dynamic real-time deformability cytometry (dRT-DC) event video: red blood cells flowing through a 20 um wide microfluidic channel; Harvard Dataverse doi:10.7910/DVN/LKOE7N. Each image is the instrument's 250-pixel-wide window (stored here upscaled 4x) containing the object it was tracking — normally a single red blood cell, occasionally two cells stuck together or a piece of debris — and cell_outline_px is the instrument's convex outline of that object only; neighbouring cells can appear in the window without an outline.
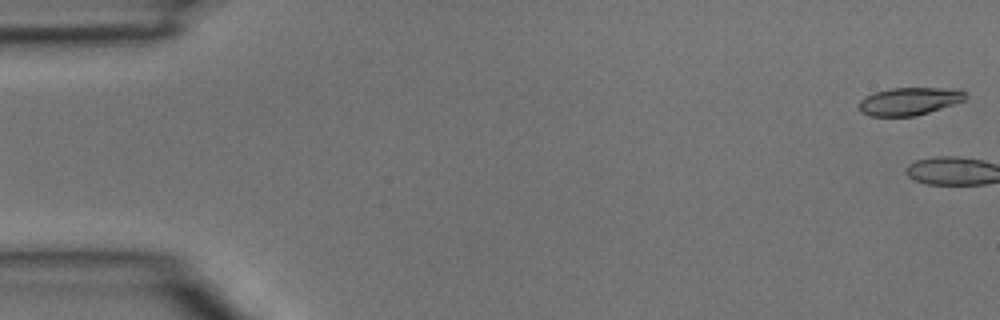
{"species": "common noctule bat (a hibernating species)", "species_latin": "Nyctalus noctula", "temperature_condition": "room temperature", "stored_images_in_passage": 4, "camera_frame_rate_fps": 3000, "um_per_image_px": 0.085, "animal": {"sex": "male", "body_mass_g": 15.6}, "frame": {"image": 1, "passage_image": 1, "time_ms": 0.0, "image_size_px": [1000, 320], "cell_outline_px": [[968, 96], [964, 100], [916, 116], [872, 116], [860, 112], [860, 100], [864, 96], [872, 92], [892, 88], [960, 88]], "centroid_in_image_um": [77.28, 8.59], "position_along_channel_um": 7.7, "area_um2": 17.22}}
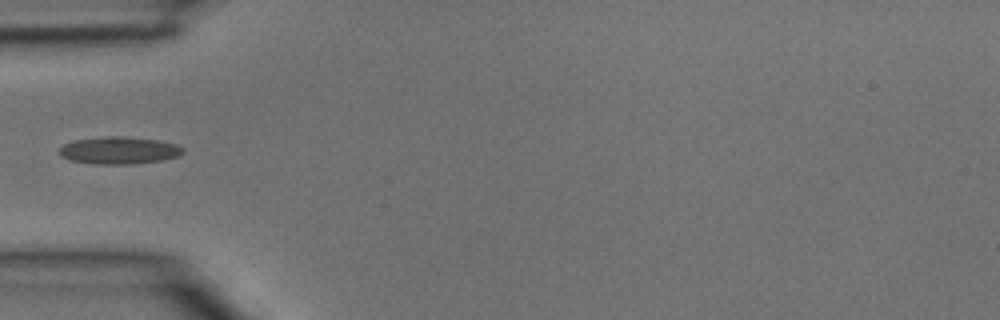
{"frame": {"image": 2, "passage_image": 4, "time_ms": 1.0, "image_size_px": [1000, 320], "cell_outline_px": [[184, 152], [180, 156], [164, 160], [132, 164], [92, 164], [68, 160], [60, 156], [60, 148], [64, 144], [76, 140], [112, 136], [120, 136], [156, 140], [176, 144], [184, 148]], "centroid_in_image_um": [10.14, 12.8], "position_along_channel_um": 74.9, "area_um2": 19.65}}